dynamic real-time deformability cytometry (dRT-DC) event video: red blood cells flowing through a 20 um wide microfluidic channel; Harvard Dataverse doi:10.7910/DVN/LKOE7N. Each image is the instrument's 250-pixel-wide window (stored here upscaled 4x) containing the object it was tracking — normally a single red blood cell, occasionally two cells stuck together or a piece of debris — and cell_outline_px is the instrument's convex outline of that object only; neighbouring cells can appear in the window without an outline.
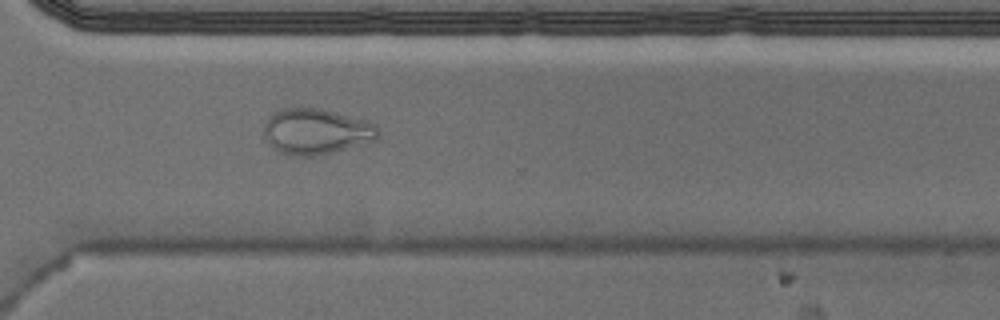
{"species": "Egyptian fruit bat (a non-hibernating species)", "species_latin": "Rousettus aegyptiacus", "temperature_condition": "cold", "stored_images_in_passage": 54, "camera_frame_rate_fps": 3000, "um_per_image_px": 0.085, "animal": {"sex": "male"}, "frame": {"image": 1, "passage_image": 39, "time_ms": 12.667, "image_size_px": [1000, 320], "cell_outline_px": [[376, 140], [332, 152], [316, 156], [292, 156], [280, 152], [268, 144], [264, 136], [264, 124], [268, 116], [284, 108], [320, 108], [368, 120], [376, 124]], "centroid_in_image_um": [26.84, 11.17], "position_along_channel_um": 343.8, "area_um2": 30.4}, "authors_computed_cell_mechanics": {"area_um2": 24.4205, "velocity_mm_per_s": 3.7027, "shape_relaxation_time_tau1_ms": null, "shape_relaxation_time_tau2_ms": 2.1676, "deformation_change_tau1": null, "deformation_change_tau2": 0.0786}}